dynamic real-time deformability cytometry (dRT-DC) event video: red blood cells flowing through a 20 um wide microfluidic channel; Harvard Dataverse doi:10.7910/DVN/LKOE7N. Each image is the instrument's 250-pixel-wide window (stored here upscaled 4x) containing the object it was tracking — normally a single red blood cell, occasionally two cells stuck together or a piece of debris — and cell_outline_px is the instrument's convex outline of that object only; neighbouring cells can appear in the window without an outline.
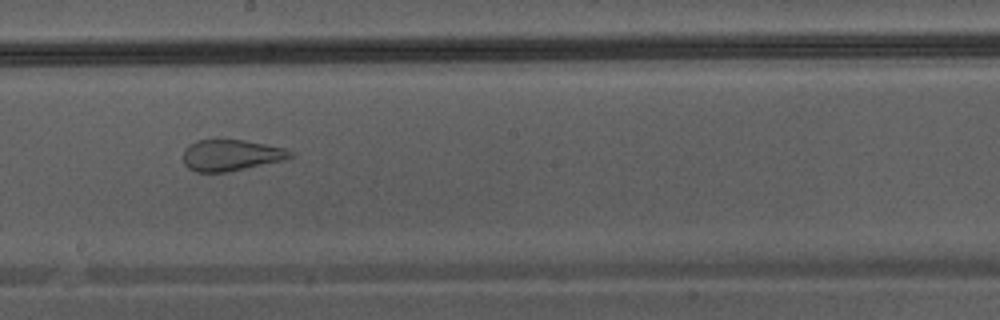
{"species": "Egyptian fruit bat (a non-hibernating species)", "species_latin": "Rousettus aegyptiacus", "temperature_condition": "warm", "stored_images_in_passage": 46, "camera_frame_rate_fps": 3000, "um_per_image_px": 0.085, "animal": {"sex": "male"}, "frame": {"image": 1, "passage_image": 27, "time_ms": 8.667, "image_size_px": [1000, 320], "cell_outline_px": [[292, 156], [288, 160], [224, 172], [196, 172], [188, 168], [184, 164], [184, 148], [196, 140], [244, 140], [284, 148], [292, 152]], "centroid_in_image_um": [19.64, 13.2], "position_along_channel_um": 228.6, "area_um2": 19.42}}
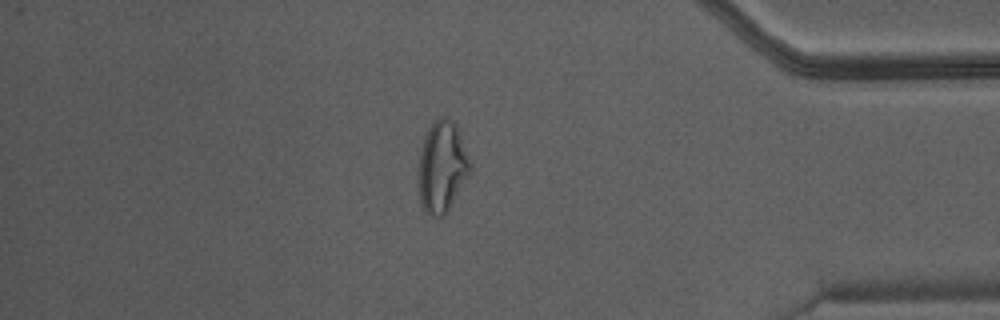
{"frame": {"image": 2, "passage_image": 40, "time_ms": 13.0, "image_size_px": [1000, 320], "cell_outline_px": [[472, 172], [448, 212], [444, 216], [432, 216], [424, 212], [420, 200], [420, 148], [424, 136], [432, 120], [440, 116], [444, 116], [452, 120], [460, 132], [472, 164]], "centroid_in_image_um": [37.62, 14.16], "position_along_channel_um": 397.6, "area_um2": 27.92}}